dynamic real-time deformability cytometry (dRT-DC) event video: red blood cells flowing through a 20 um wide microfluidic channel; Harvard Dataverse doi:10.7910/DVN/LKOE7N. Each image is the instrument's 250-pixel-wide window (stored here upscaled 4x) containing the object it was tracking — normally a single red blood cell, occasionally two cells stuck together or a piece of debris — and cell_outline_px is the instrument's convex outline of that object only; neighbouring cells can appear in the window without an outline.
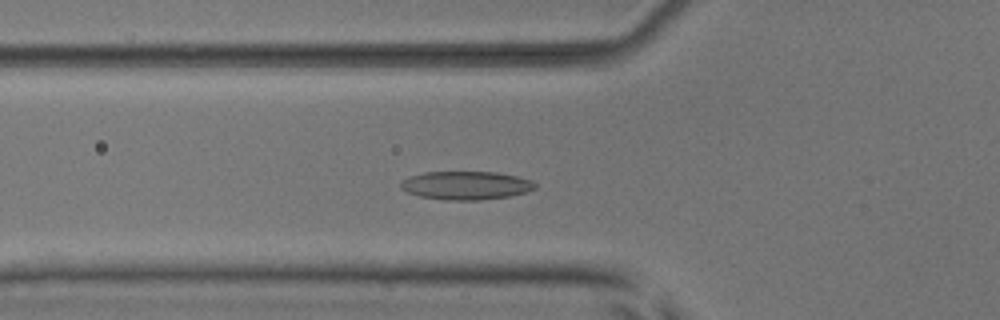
{"species": "common noctule bat (a hibernating species)", "species_latin": "Nyctalus noctula", "temperature_condition": "room temperature", "stored_images_in_passage": 45, "camera_frame_rate_fps": 3000, "um_per_image_px": 0.085, "animal": {"sex": "male", "body_mass_g": 17.9, "forearm_length_mm": 54.2}, "frame": {"image": 1, "passage_image": 12, "time_ms": 3.667, "image_size_px": [1000, 320], "cell_outline_px": [[536, 188], [528, 192], [512, 196], [480, 200], [444, 200], [420, 196], [408, 192], [400, 188], [400, 184], [408, 176], [424, 172], [496, 172], [516, 176], [532, 180], [536, 184]], "centroid_in_image_um": [39.64, 15.76], "position_along_channel_um": 86.2, "area_um2": 22.37}}
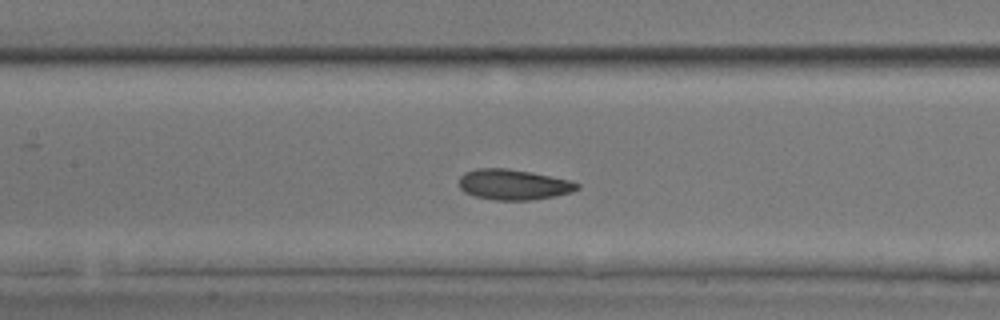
{"frame": {"image": 2, "passage_image": 18, "time_ms": 5.667, "image_size_px": [1000, 320], "cell_outline_px": [[580, 188], [572, 192], [532, 200], [496, 200], [472, 196], [464, 192], [460, 188], [460, 176], [464, 172], [476, 168], [508, 168], [532, 172], [568, 180], [580, 184]], "centroid_in_image_um": [43.61, 15.68], "position_along_channel_um": 163.8, "area_um2": 21.04}}
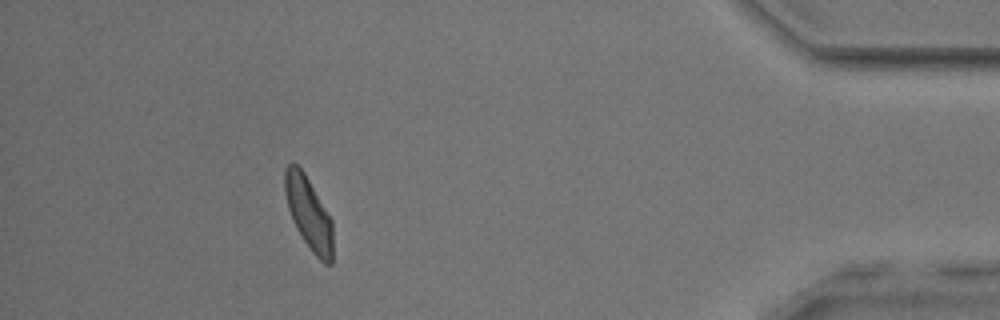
{"frame": {"image": 3, "passage_image": 41, "time_ms": 13.333, "image_size_px": [1000, 320], "cell_outline_px": [[332, 264], [324, 264], [312, 252], [296, 228], [292, 220], [288, 208], [284, 192], [284, 168], [292, 160], [304, 172], [332, 220]], "centroid_in_image_um": [26.21, 18.1], "position_along_channel_um": 409.0, "area_um2": 20.29}, "authors_computed_cell_mechanics": {"area_um2": 20.9236, "velocity_mm_per_s": 3.8752, "shape_relaxation_time_tau1_ms": 2.7149, "shape_relaxation_time_tau2_ms": 1.8764, "deformation_change_tau1": 0.1026, "deformation_change_tau2": 0.0778}}